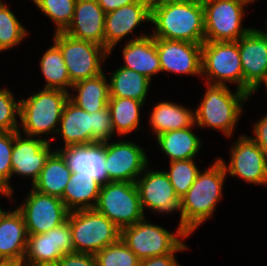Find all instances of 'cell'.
<instances>
[{
    "mask_svg": "<svg viewBox=\"0 0 267 266\" xmlns=\"http://www.w3.org/2000/svg\"><path fill=\"white\" fill-rule=\"evenodd\" d=\"M33 266H61L59 261L56 262H43Z\"/></svg>",
    "mask_w": 267,
    "mask_h": 266,
    "instance_id": "obj_45",
    "label": "cell"
},
{
    "mask_svg": "<svg viewBox=\"0 0 267 266\" xmlns=\"http://www.w3.org/2000/svg\"><path fill=\"white\" fill-rule=\"evenodd\" d=\"M40 70L45 78L44 88L59 89L70 93L72 87L68 69L60 48L54 43L40 60Z\"/></svg>",
    "mask_w": 267,
    "mask_h": 266,
    "instance_id": "obj_32",
    "label": "cell"
},
{
    "mask_svg": "<svg viewBox=\"0 0 267 266\" xmlns=\"http://www.w3.org/2000/svg\"><path fill=\"white\" fill-rule=\"evenodd\" d=\"M2 194L5 197H9V199L12 198V196L10 194H4V192L0 189V195H2Z\"/></svg>",
    "mask_w": 267,
    "mask_h": 266,
    "instance_id": "obj_48",
    "label": "cell"
},
{
    "mask_svg": "<svg viewBox=\"0 0 267 266\" xmlns=\"http://www.w3.org/2000/svg\"><path fill=\"white\" fill-rule=\"evenodd\" d=\"M14 132V145L11 155L12 176L31 177L32 185L38 179L49 155L53 152L49 139L29 137ZM23 137V138H22Z\"/></svg>",
    "mask_w": 267,
    "mask_h": 266,
    "instance_id": "obj_17",
    "label": "cell"
},
{
    "mask_svg": "<svg viewBox=\"0 0 267 266\" xmlns=\"http://www.w3.org/2000/svg\"><path fill=\"white\" fill-rule=\"evenodd\" d=\"M37 8L55 23V33L64 32L70 25L76 0H31Z\"/></svg>",
    "mask_w": 267,
    "mask_h": 266,
    "instance_id": "obj_34",
    "label": "cell"
},
{
    "mask_svg": "<svg viewBox=\"0 0 267 266\" xmlns=\"http://www.w3.org/2000/svg\"><path fill=\"white\" fill-rule=\"evenodd\" d=\"M28 234L24 217L15 208L0 216V260L23 261L27 248Z\"/></svg>",
    "mask_w": 267,
    "mask_h": 266,
    "instance_id": "obj_23",
    "label": "cell"
},
{
    "mask_svg": "<svg viewBox=\"0 0 267 266\" xmlns=\"http://www.w3.org/2000/svg\"><path fill=\"white\" fill-rule=\"evenodd\" d=\"M143 102L129 98L110 97L108 108L112 120L114 133L126 135L140 126V109Z\"/></svg>",
    "mask_w": 267,
    "mask_h": 266,
    "instance_id": "obj_31",
    "label": "cell"
},
{
    "mask_svg": "<svg viewBox=\"0 0 267 266\" xmlns=\"http://www.w3.org/2000/svg\"><path fill=\"white\" fill-rule=\"evenodd\" d=\"M94 209L119 229L134 225L145 217L134 182H107L101 185Z\"/></svg>",
    "mask_w": 267,
    "mask_h": 266,
    "instance_id": "obj_8",
    "label": "cell"
},
{
    "mask_svg": "<svg viewBox=\"0 0 267 266\" xmlns=\"http://www.w3.org/2000/svg\"><path fill=\"white\" fill-rule=\"evenodd\" d=\"M53 43L61 50L72 84L100 75L109 51L95 43L79 40L64 32L54 33Z\"/></svg>",
    "mask_w": 267,
    "mask_h": 266,
    "instance_id": "obj_9",
    "label": "cell"
},
{
    "mask_svg": "<svg viewBox=\"0 0 267 266\" xmlns=\"http://www.w3.org/2000/svg\"><path fill=\"white\" fill-rule=\"evenodd\" d=\"M101 184L85 173L72 172L61 197L69 211L94 209Z\"/></svg>",
    "mask_w": 267,
    "mask_h": 266,
    "instance_id": "obj_25",
    "label": "cell"
},
{
    "mask_svg": "<svg viewBox=\"0 0 267 266\" xmlns=\"http://www.w3.org/2000/svg\"><path fill=\"white\" fill-rule=\"evenodd\" d=\"M205 41H238L252 28H243L244 7L239 0H202Z\"/></svg>",
    "mask_w": 267,
    "mask_h": 266,
    "instance_id": "obj_10",
    "label": "cell"
},
{
    "mask_svg": "<svg viewBox=\"0 0 267 266\" xmlns=\"http://www.w3.org/2000/svg\"><path fill=\"white\" fill-rule=\"evenodd\" d=\"M71 174L65 158L58 150H53L32 188L40 193L61 198Z\"/></svg>",
    "mask_w": 267,
    "mask_h": 266,
    "instance_id": "obj_26",
    "label": "cell"
},
{
    "mask_svg": "<svg viewBox=\"0 0 267 266\" xmlns=\"http://www.w3.org/2000/svg\"><path fill=\"white\" fill-rule=\"evenodd\" d=\"M233 144L229 165L219 158L226 173L250 184L267 185V153L247 135H241Z\"/></svg>",
    "mask_w": 267,
    "mask_h": 266,
    "instance_id": "obj_12",
    "label": "cell"
},
{
    "mask_svg": "<svg viewBox=\"0 0 267 266\" xmlns=\"http://www.w3.org/2000/svg\"><path fill=\"white\" fill-rule=\"evenodd\" d=\"M206 86L205 95L194 110L195 125L216 129L230 138L241 117L242 105L250 95L238 88L233 92L228 85L206 83Z\"/></svg>",
    "mask_w": 267,
    "mask_h": 266,
    "instance_id": "obj_3",
    "label": "cell"
},
{
    "mask_svg": "<svg viewBox=\"0 0 267 266\" xmlns=\"http://www.w3.org/2000/svg\"><path fill=\"white\" fill-rule=\"evenodd\" d=\"M187 237L189 235L179 226L176 233H171L145 217L134 225L122 228L120 236L140 260L170 254Z\"/></svg>",
    "mask_w": 267,
    "mask_h": 266,
    "instance_id": "obj_7",
    "label": "cell"
},
{
    "mask_svg": "<svg viewBox=\"0 0 267 266\" xmlns=\"http://www.w3.org/2000/svg\"><path fill=\"white\" fill-rule=\"evenodd\" d=\"M71 89L76 90V95L69 94V99L89 113L97 112L108 105L110 90L104 72L74 83Z\"/></svg>",
    "mask_w": 267,
    "mask_h": 266,
    "instance_id": "obj_27",
    "label": "cell"
},
{
    "mask_svg": "<svg viewBox=\"0 0 267 266\" xmlns=\"http://www.w3.org/2000/svg\"><path fill=\"white\" fill-rule=\"evenodd\" d=\"M58 127L64 146L92 144V113L75 105L70 99L64 105Z\"/></svg>",
    "mask_w": 267,
    "mask_h": 266,
    "instance_id": "obj_24",
    "label": "cell"
},
{
    "mask_svg": "<svg viewBox=\"0 0 267 266\" xmlns=\"http://www.w3.org/2000/svg\"><path fill=\"white\" fill-rule=\"evenodd\" d=\"M68 219L74 252L95 255L120 239L121 229L95 209L70 211Z\"/></svg>",
    "mask_w": 267,
    "mask_h": 266,
    "instance_id": "obj_5",
    "label": "cell"
},
{
    "mask_svg": "<svg viewBox=\"0 0 267 266\" xmlns=\"http://www.w3.org/2000/svg\"><path fill=\"white\" fill-rule=\"evenodd\" d=\"M190 126L180 130H171L156 136L158 145L170 162L194 159L201 148V140L192 132Z\"/></svg>",
    "mask_w": 267,
    "mask_h": 266,
    "instance_id": "obj_29",
    "label": "cell"
},
{
    "mask_svg": "<svg viewBox=\"0 0 267 266\" xmlns=\"http://www.w3.org/2000/svg\"><path fill=\"white\" fill-rule=\"evenodd\" d=\"M62 148H58V151L72 172L88 174L101 185L108 182L105 168V141Z\"/></svg>",
    "mask_w": 267,
    "mask_h": 266,
    "instance_id": "obj_21",
    "label": "cell"
},
{
    "mask_svg": "<svg viewBox=\"0 0 267 266\" xmlns=\"http://www.w3.org/2000/svg\"><path fill=\"white\" fill-rule=\"evenodd\" d=\"M69 94L59 89L43 88L26 99L21 98L18 119L22 123L24 134L29 137L52 133L58 135L57 127Z\"/></svg>",
    "mask_w": 267,
    "mask_h": 266,
    "instance_id": "obj_4",
    "label": "cell"
},
{
    "mask_svg": "<svg viewBox=\"0 0 267 266\" xmlns=\"http://www.w3.org/2000/svg\"><path fill=\"white\" fill-rule=\"evenodd\" d=\"M59 262L61 266H97L95 255L88 253H68Z\"/></svg>",
    "mask_w": 267,
    "mask_h": 266,
    "instance_id": "obj_41",
    "label": "cell"
},
{
    "mask_svg": "<svg viewBox=\"0 0 267 266\" xmlns=\"http://www.w3.org/2000/svg\"><path fill=\"white\" fill-rule=\"evenodd\" d=\"M161 72L201 77L202 44L155 38Z\"/></svg>",
    "mask_w": 267,
    "mask_h": 266,
    "instance_id": "obj_18",
    "label": "cell"
},
{
    "mask_svg": "<svg viewBox=\"0 0 267 266\" xmlns=\"http://www.w3.org/2000/svg\"><path fill=\"white\" fill-rule=\"evenodd\" d=\"M239 1H242L244 2L245 4H251L252 2L256 1V0H239Z\"/></svg>",
    "mask_w": 267,
    "mask_h": 266,
    "instance_id": "obj_47",
    "label": "cell"
},
{
    "mask_svg": "<svg viewBox=\"0 0 267 266\" xmlns=\"http://www.w3.org/2000/svg\"><path fill=\"white\" fill-rule=\"evenodd\" d=\"M97 266H139L140 259L121 238L95 254Z\"/></svg>",
    "mask_w": 267,
    "mask_h": 266,
    "instance_id": "obj_36",
    "label": "cell"
},
{
    "mask_svg": "<svg viewBox=\"0 0 267 266\" xmlns=\"http://www.w3.org/2000/svg\"><path fill=\"white\" fill-rule=\"evenodd\" d=\"M14 94L7 88L0 90V131L19 132L17 116L20 117V100L14 99Z\"/></svg>",
    "mask_w": 267,
    "mask_h": 266,
    "instance_id": "obj_37",
    "label": "cell"
},
{
    "mask_svg": "<svg viewBox=\"0 0 267 266\" xmlns=\"http://www.w3.org/2000/svg\"><path fill=\"white\" fill-rule=\"evenodd\" d=\"M261 84H264L266 86V91H267V76L265 77V79L260 83V85L253 91L252 95L254 94V92L258 91V88H260Z\"/></svg>",
    "mask_w": 267,
    "mask_h": 266,
    "instance_id": "obj_46",
    "label": "cell"
},
{
    "mask_svg": "<svg viewBox=\"0 0 267 266\" xmlns=\"http://www.w3.org/2000/svg\"><path fill=\"white\" fill-rule=\"evenodd\" d=\"M245 92L253 91L267 76V33L252 28L238 40Z\"/></svg>",
    "mask_w": 267,
    "mask_h": 266,
    "instance_id": "obj_16",
    "label": "cell"
},
{
    "mask_svg": "<svg viewBox=\"0 0 267 266\" xmlns=\"http://www.w3.org/2000/svg\"><path fill=\"white\" fill-rule=\"evenodd\" d=\"M23 205L17 208L24 217L28 235L43 234L61 225L69 210L62 199L31 189Z\"/></svg>",
    "mask_w": 267,
    "mask_h": 266,
    "instance_id": "obj_11",
    "label": "cell"
},
{
    "mask_svg": "<svg viewBox=\"0 0 267 266\" xmlns=\"http://www.w3.org/2000/svg\"><path fill=\"white\" fill-rule=\"evenodd\" d=\"M149 118L150 127L156 136L195 125L194 110L170 101L157 103Z\"/></svg>",
    "mask_w": 267,
    "mask_h": 266,
    "instance_id": "obj_28",
    "label": "cell"
},
{
    "mask_svg": "<svg viewBox=\"0 0 267 266\" xmlns=\"http://www.w3.org/2000/svg\"><path fill=\"white\" fill-rule=\"evenodd\" d=\"M181 199L193 185L200 172L193 159L170 162V170L164 171Z\"/></svg>",
    "mask_w": 267,
    "mask_h": 266,
    "instance_id": "obj_35",
    "label": "cell"
},
{
    "mask_svg": "<svg viewBox=\"0 0 267 266\" xmlns=\"http://www.w3.org/2000/svg\"><path fill=\"white\" fill-rule=\"evenodd\" d=\"M114 129L108 105L92 113V143L109 141L114 136Z\"/></svg>",
    "mask_w": 267,
    "mask_h": 266,
    "instance_id": "obj_39",
    "label": "cell"
},
{
    "mask_svg": "<svg viewBox=\"0 0 267 266\" xmlns=\"http://www.w3.org/2000/svg\"><path fill=\"white\" fill-rule=\"evenodd\" d=\"M154 38L202 44L205 20L202 0H152Z\"/></svg>",
    "mask_w": 267,
    "mask_h": 266,
    "instance_id": "obj_1",
    "label": "cell"
},
{
    "mask_svg": "<svg viewBox=\"0 0 267 266\" xmlns=\"http://www.w3.org/2000/svg\"><path fill=\"white\" fill-rule=\"evenodd\" d=\"M188 250L184 241L170 254L155 256L140 260L139 266H181L175 258V253Z\"/></svg>",
    "mask_w": 267,
    "mask_h": 266,
    "instance_id": "obj_40",
    "label": "cell"
},
{
    "mask_svg": "<svg viewBox=\"0 0 267 266\" xmlns=\"http://www.w3.org/2000/svg\"><path fill=\"white\" fill-rule=\"evenodd\" d=\"M152 0H137L135 3L106 13L104 47L111 53L114 46L133 33L142 22H150Z\"/></svg>",
    "mask_w": 267,
    "mask_h": 266,
    "instance_id": "obj_19",
    "label": "cell"
},
{
    "mask_svg": "<svg viewBox=\"0 0 267 266\" xmlns=\"http://www.w3.org/2000/svg\"><path fill=\"white\" fill-rule=\"evenodd\" d=\"M254 135L251 138L267 153V115L254 123Z\"/></svg>",
    "mask_w": 267,
    "mask_h": 266,
    "instance_id": "obj_42",
    "label": "cell"
},
{
    "mask_svg": "<svg viewBox=\"0 0 267 266\" xmlns=\"http://www.w3.org/2000/svg\"><path fill=\"white\" fill-rule=\"evenodd\" d=\"M227 176L223 162L218 158L213 165L200 171L187 193L180 199L179 227L188 235L211 218L222 198Z\"/></svg>",
    "mask_w": 267,
    "mask_h": 266,
    "instance_id": "obj_2",
    "label": "cell"
},
{
    "mask_svg": "<svg viewBox=\"0 0 267 266\" xmlns=\"http://www.w3.org/2000/svg\"><path fill=\"white\" fill-rule=\"evenodd\" d=\"M201 76L208 84L232 83L245 92L238 41L202 43ZM228 82V83H227Z\"/></svg>",
    "mask_w": 267,
    "mask_h": 266,
    "instance_id": "obj_6",
    "label": "cell"
},
{
    "mask_svg": "<svg viewBox=\"0 0 267 266\" xmlns=\"http://www.w3.org/2000/svg\"><path fill=\"white\" fill-rule=\"evenodd\" d=\"M110 97L145 102L151 80L136 71L119 67L109 80Z\"/></svg>",
    "mask_w": 267,
    "mask_h": 266,
    "instance_id": "obj_30",
    "label": "cell"
},
{
    "mask_svg": "<svg viewBox=\"0 0 267 266\" xmlns=\"http://www.w3.org/2000/svg\"><path fill=\"white\" fill-rule=\"evenodd\" d=\"M26 27L15 14L0 0V52L18 46L27 37Z\"/></svg>",
    "mask_w": 267,
    "mask_h": 266,
    "instance_id": "obj_33",
    "label": "cell"
},
{
    "mask_svg": "<svg viewBox=\"0 0 267 266\" xmlns=\"http://www.w3.org/2000/svg\"><path fill=\"white\" fill-rule=\"evenodd\" d=\"M105 17L97 0H76L73 19L64 33L104 47Z\"/></svg>",
    "mask_w": 267,
    "mask_h": 266,
    "instance_id": "obj_20",
    "label": "cell"
},
{
    "mask_svg": "<svg viewBox=\"0 0 267 266\" xmlns=\"http://www.w3.org/2000/svg\"><path fill=\"white\" fill-rule=\"evenodd\" d=\"M267 19V18H266ZM265 33H267V20H266V30H264Z\"/></svg>",
    "mask_w": 267,
    "mask_h": 266,
    "instance_id": "obj_50",
    "label": "cell"
},
{
    "mask_svg": "<svg viewBox=\"0 0 267 266\" xmlns=\"http://www.w3.org/2000/svg\"><path fill=\"white\" fill-rule=\"evenodd\" d=\"M14 145V132L0 131V189L13 196L9 181L12 177L11 155Z\"/></svg>",
    "mask_w": 267,
    "mask_h": 266,
    "instance_id": "obj_38",
    "label": "cell"
},
{
    "mask_svg": "<svg viewBox=\"0 0 267 266\" xmlns=\"http://www.w3.org/2000/svg\"><path fill=\"white\" fill-rule=\"evenodd\" d=\"M0 266H25L23 261L0 260Z\"/></svg>",
    "mask_w": 267,
    "mask_h": 266,
    "instance_id": "obj_44",
    "label": "cell"
},
{
    "mask_svg": "<svg viewBox=\"0 0 267 266\" xmlns=\"http://www.w3.org/2000/svg\"><path fill=\"white\" fill-rule=\"evenodd\" d=\"M4 212H5V209L3 210V209L0 208V216H1Z\"/></svg>",
    "mask_w": 267,
    "mask_h": 266,
    "instance_id": "obj_49",
    "label": "cell"
},
{
    "mask_svg": "<svg viewBox=\"0 0 267 266\" xmlns=\"http://www.w3.org/2000/svg\"><path fill=\"white\" fill-rule=\"evenodd\" d=\"M125 64L121 67L136 71L148 79L161 72L155 38L141 34L127 41L122 50Z\"/></svg>",
    "mask_w": 267,
    "mask_h": 266,
    "instance_id": "obj_22",
    "label": "cell"
},
{
    "mask_svg": "<svg viewBox=\"0 0 267 266\" xmlns=\"http://www.w3.org/2000/svg\"><path fill=\"white\" fill-rule=\"evenodd\" d=\"M68 253H74L69 219L43 234L28 235L25 266L56 262Z\"/></svg>",
    "mask_w": 267,
    "mask_h": 266,
    "instance_id": "obj_14",
    "label": "cell"
},
{
    "mask_svg": "<svg viewBox=\"0 0 267 266\" xmlns=\"http://www.w3.org/2000/svg\"><path fill=\"white\" fill-rule=\"evenodd\" d=\"M105 141L108 182H134L149 166L147 154L133 141Z\"/></svg>",
    "mask_w": 267,
    "mask_h": 266,
    "instance_id": "obj_13",
    "label": "cell"
},
{
    "mask_svg": "<svg viewBox=\"0 0 267 266\" xmlns=\"http://www.w3.org/2000/svg\"><path fill=\"white\" fill-rule=\"evenodd\" d=\"M137 0H97V3L105 13L116 10L120 7L135 3Z\"/></svg>",
    "mask_w": 267,
    "mask_h": 266,
    "instance_id": "obj_43",
    "label": "cell"
},
{
    "mask_svg": "<svg viewBox=\"0 0 267 266\" xmlns=\"http://www.w3.org/2000/svg\"><path fill=\"white\" fill-rule=\"evenodd\" d=\"M141 208H145L158 213H180V199L164 171L148 170L145 171L135 181Z\"/></svg>",
    "mask_w": 267,
    "mask_h": 266,
    "instance_id": "obj_15",
    "label": "cell"
}]
</instances>
